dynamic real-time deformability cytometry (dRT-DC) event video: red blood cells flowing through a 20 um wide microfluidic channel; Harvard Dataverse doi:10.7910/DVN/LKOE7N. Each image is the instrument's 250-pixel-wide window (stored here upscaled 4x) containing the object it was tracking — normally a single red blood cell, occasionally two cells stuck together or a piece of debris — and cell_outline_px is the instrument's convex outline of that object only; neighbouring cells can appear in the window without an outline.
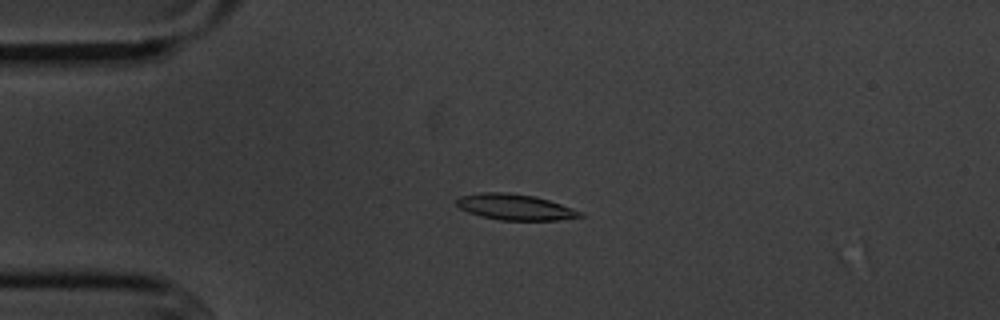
{"species": "common noctule bat (a hibernating species)", "species_latin": "Nyctalus noctula", "temperature_condition": "cold", "stored_images_in_passage": 56, "camera_frame_rate_fps": 3000, "um_per_image_px": 0.085, "animal": {"sex": "male", "body_mass_g": 20.1, "forearm_length_mm": 53.5}, "frame": {"image": 1, "passage_image": 14, "time_ms": 4.333, "image_size_px": [1000, 320], "cell_outline_px": [[584, 216], [560, 220], [500, 220], [480, 216], [468, 212], [460, 208], [456, 204], [456, 200], [460, 196], [480, 192], [504, 192], [536, 196], [584, 212]], "centroid_in_image_um": [43.78, 17.6], "position_along_channel_um": 41.2, "area_um2": 18.67}}
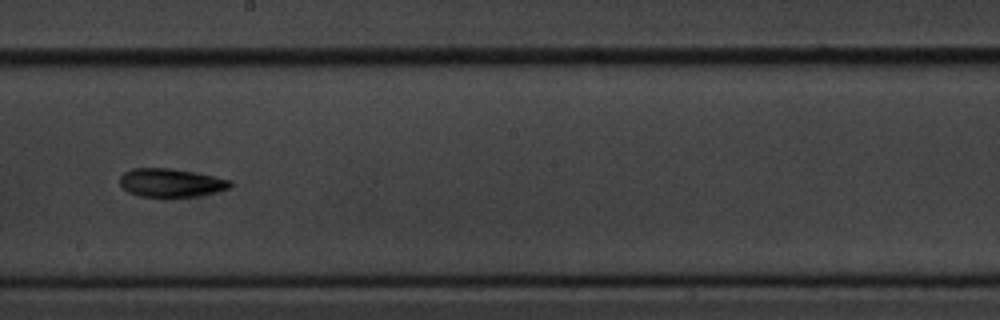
{"frame": {"image": 2, "passage_image": 32, "time_ms": 10.333, "image_size_px": [1000, 320], "cell_outline_px": [[232, 188], [220, 192], [196, 196], [168, 200], [164, 200], [140, 196], [128, 192], [120, 184], [120, 176], [124, 172], [132, 168], [168, 168], [216, 176], [232, 180]], "centroid_in_image_um": [14.57, 15.59], "position_along_channel_um": 233.6, "area_um2": 19.19}}
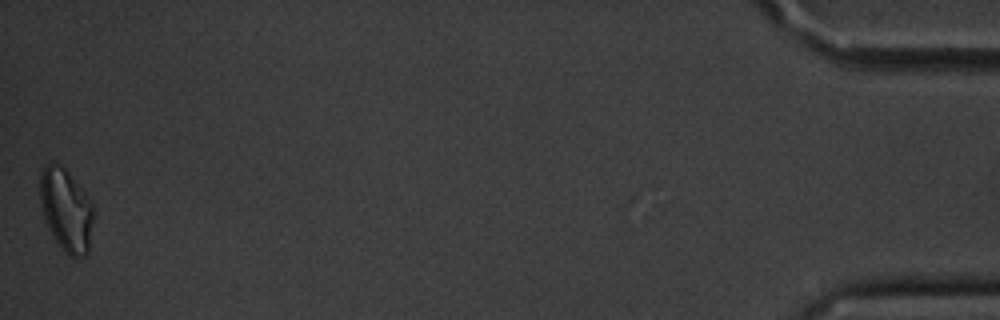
{"frame": {"image": 3, "passage_image": 56, "time_ms": 18.333, "image_size_px": [1000, 320], "cell_outline_px": [[96, 212], [88, 252], [84, 256], [68, 256], [64, 252], [56, 240], [44, 216], [40, 204], [40, 176], [44, 164], [52, 160], [60, 164], [68, 172], [84, 192], [92, 204]], "centroid_in_image_um": [5.64, 17.82], "position_along_channel_um": 429.6, "area_um2": 25.89}, "authors_computed_cell_mechanics": {"area_um2": 18.0625, "velocity_mm_per_s": 3.6098, "shape_relaxation_time_tau1_ms": 3.966, "shape_relaxation_time_tau2_ms": 8.1604, "deformation_change_tau1": 0.1227, "deformation_change_tau2": 0.1763}}